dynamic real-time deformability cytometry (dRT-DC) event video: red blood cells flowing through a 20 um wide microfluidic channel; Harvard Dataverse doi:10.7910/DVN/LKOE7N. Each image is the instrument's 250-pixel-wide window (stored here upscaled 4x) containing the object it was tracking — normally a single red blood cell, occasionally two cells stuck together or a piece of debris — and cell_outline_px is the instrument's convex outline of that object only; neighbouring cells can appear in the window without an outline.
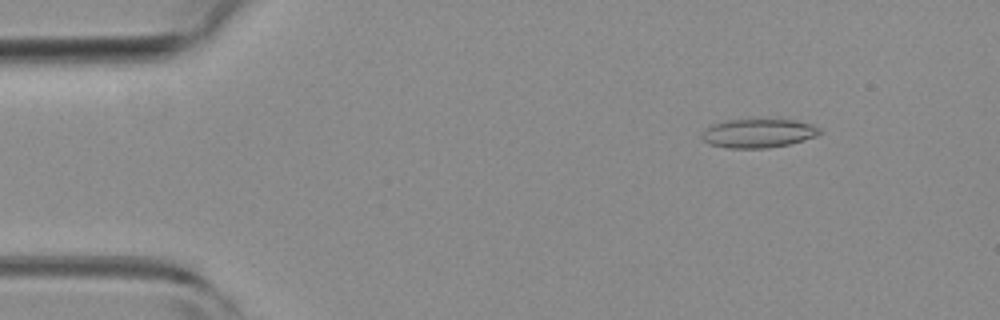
{"species": "common noctule bat (a hibernating species)", "species_latin": "Nyctalus noctula", "temperature_condition": "room temperature", "stored_images_in_passage": 51, "camera_frame_rate_fps": 3000, "um_per_image_px": 0.085, "animal": {"sex": "female", "body_mass_g": 19.3, "forearm_length_mm": 54.1}, "frame": {"image": 1, "passage_image": 6, "time_ms": 1.667, "image_size_px": [1000, 320], "cell_outline_px": [[824, 132], [816, 136], [804, 140], [788, 144], [768, 148], [728, 148], [708, 144], [700, 136], [712, 124], [728, 120], [796, 120], [812, 124], [820, 128]], "centroid_in_image_um": [64.49, 11.33], "position_along_channel_um": 20.5, "area_um2": 19.71}}
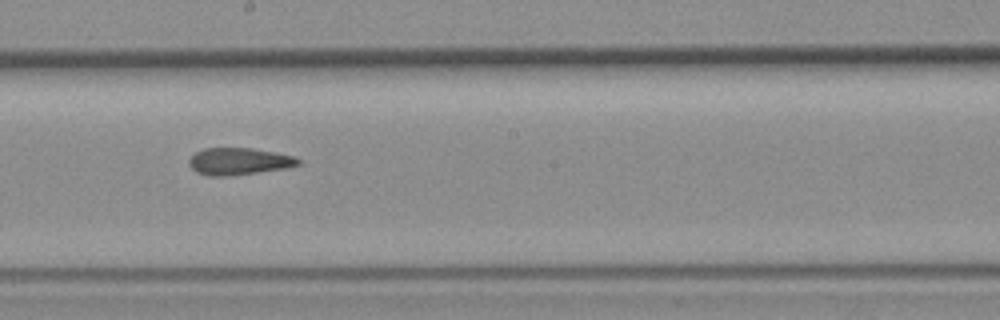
{"frame": {"image": 2, "passage_image": 28, "time_ms": 9.0, "image_size_px": [1000, 320], "cell_outline_px": [[300, 164], [284, 168], [256, 172], [224, 176], [208, 176], [196, 172], [188, 164], [188, 160], [196, 152], [204, 148], [252, 148], [276, 152], [292, 156], [300, 160]], "centroid_in_image_um": [20.26, 13.7], "position_along_channel_um": 227.9, "area_um2": 16.99}}
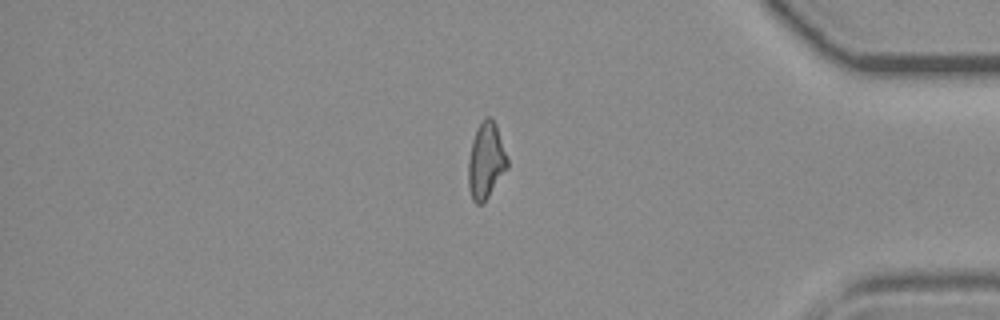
{"frame": {"image": 3, "passage_image": 43, "time_ms": 14.0, "image_size_px": [1000, 320], "cell_outline_px": [[508, 168], [484, 204], [476, 204], [472, 200], [468, 188], [468, 160], [472, 140], [476, 128], [484, 116], [492, 116], [496, 124], [508, 160]], "centroid_in_image_um": [41.3, 13.67], "position_along_channel_um": 393.9, "area_um2": 17.74}, "authors_computed_cell_mechanics": {"area_um2": 17.7446, "velocity_mm_per_s": 3.9464, "shape_relaxation_time_tau1_ms": null, "shape_relaxation_time_tau2_ms": 2.7112, "deformation_change_tau1": null, "deformation_change_tau2": 0.1175}}